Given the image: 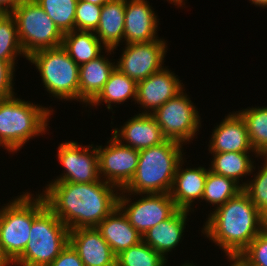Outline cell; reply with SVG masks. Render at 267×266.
Returning <instances> with one entry per match:
<instances>
[{"label":"cell","instance_id":"6da1fadb","mask_svg":"<svg viewBox=\"0 0 267 266\" xmlns=\"http://www.w3.org/2000/svg\"><path fill=\"white\" fill-rule=\"evenodd\" d=\"M120 190L98 180L91 183L49 182L40 193L47 207L68 227H97L118 207Z\"/></svg>","mask_w":267,"mask_h":266},{"label":"cell","instance_id":"7a4b0ae2","mask_svg":"<svg viewBox=\"0 0 267 266\" xmlns=\"http://www.w3.org/2000/svg\"><path fill=\"white\" fill-rule=\"evenodd\" d=\"M213 210L201 232L227 257H238L267 226V218L243 190Z\"/></svg>","mask_w":267,"mask_h":266},{"label":"cell","instance_id":"3957f363","mask_svg":"<svg viewBox=\"0 0 267 266\" xmlns=\"http://www.w3.org/2000/svg\"><path fill=\"white\" fill-rule=\"evenodd\" d=\"M183 144L166 140L139 150L137 170L123 189L130 195L170 193L178 164L183 160Z\"/></svg>","mask_w":267,"mask_h":266},{"label":"cell","instance_id":"277c9868","mask_svg":"<svg viewBox=\"0 0 267 266\" xmlns=\"http://www.w3.org/2000/svg\"><path fill=\"white\" fill-rule=\"evenodd\" d=\"M53 112L15 95L0 100V147L16 153L29 139L46 134Z\"/></svg>","mask_w":267,"mask_h":266},{"label":"cell","instance_id":"5b68a950","mask_svg":"<svg viewBox=\"0 0 267 266\" xmlns=\"http://www.w3.org/2000/svg\"><path fill=\"white\" fill-rule=\"evenodd\" d=\"M33 196V197H32ZM0 208V244L13 263L25 250L30 240L34 218L47 206L41 194L23 192Z\"/></svg>","mask_w":267,"mask_h":266},{"label":"cell","instance_id":"8992f818","mask_svg":"<svg viewBox=\"0 0 267 266\" xmlns=\"http://www.w3.org/2000/svg\"><path fill=\"white\" fill-rule=\"evenodd\" d=\"M68 227L46 206L31 225L30 240L15 266H49L69 244Z\"/></svg>","mask_w":267,"mask_h":266},{"label":"cell","instance_id":"52a82bcc","mask_svg":"<svg viewBox=\"0 0 267 266\" xmlns=\"http://www.w3.org/2000/svg\"><path fill=\"white\" fill-rule=\"evenodd\" d=\"M27 60L38 69L49 94L59 100L79 101V65L62 46L36 51Z\"/></svg>","mask_w":267,"mask_h":266},{"label":"cell","instance_id":"ba28073f","mask_svg":"<svg viewBox=\"0 0 267 266\" xmlns=\"http://www.w3.org/2000/svg\"><path fill=\"white\" fill-rule=\"evenodd\" d=\"M11 14L27 57L39 50L62 46L64 34L34 0L21 1Z\"/></svg>","mask_w":267,"mask_h":266},{"label":"cell","instance_id":"9c48e42d","mask_svg":"<svg viewBox=\"0 0 267 266\" xmlns=\"http://www.w3.org/2000/svg\"><path fill=\"white\" fill-rule=\"evenodd\" d=\"M183 91L185 89L160 106L152 116L167 140L185 145L194 139L202 125L196 106Z\"/></svg>","mask_w":267,"mask_h":266},{"label":"cell","instance_id":"30bf717a","mask_svg":"<svg viewBox=\"0 0 267 266\" xmlns=\"http://www.w3.org/2000/svg\"><path fill=\"white\" fill-rule=\"evenodd\" d=\"M137 195H140V198L132 203L130 193L120 190L118 207L142 236L155 225L168 219L178 209L170 193Z\"/></svg>","mask_w":267,"mask_h":266},{"label":"cell","instance_id":"8fae6325","mask_svg":"<svg viewBox=\"0 0 267 266\" xmlns=\"http://www.w3.org/2000/svg\"><path fill=\"white\" fill-rule=\"evenodd\" d=\"M107 143L105 147L96 145L100 178L122 190L136 173L139 151L123 145L113 136Z\"/></svg>","mask_w":267,"mask_h":266},{"label":"cell","instance_id":"7c38bea8","mask_svg":"<svg viewBox=\"0 0 267 266\" xmlns=\"http://www.w3.org/2000/svg\"><path fill=\"white\" fill-rule=\"evenodd\" d=\"M57 159L64 173L50 182L91 183L101 180L98 152L94 145L65 141L58 146Z\"/></svg>","mask_w":267,"mask_h":266},{"label":"cell","instance_id":"4fadbf2b","mask_svg":"<svg viewBox=\"0 0 267 266\" xmlns=\"http://www.w3.org/2000/svg\"><path fill=\"white\" fill-rule=\"evenodd\" d=\"M125 45L116 68L136 82L146 79L164 67L168 49L165 40Z\"/></svg>","mask_w":267,"mask_h":266},{"label":"cell","instance_id":"5bb4252c","mask_svg":"<svg viewBox=\"0 0 267 266\" xmlns=\"http://www.w3.org/2000/svg\"><path fill=\"white\" fill-rule=\"evenodd\" d=\"M166 66L137 82L135 103L143 107L141 114H152L184 89L182 80Z\"/></svg>","mask_w":267,"mask_h":266},{"label":"cell","instance_id":"9a60e30c","mask_svg":"<svg viewBox=\"0 0 267 266\" xmlns=\"http://www.w3.org/2000/svg\"><path fill=\"white\" fill-rule=\"evenodd\" d=\"M147 0H126L124 43H146L164 40L157 35L158 15Z\"/></svg>","mask_w":267,"mask_h":266},{"label":"cell","instance_id":"2e32d148","mask_svg":"<svg viewBox=\"0 0 267 266\" xmlns=\"http://www.w3.org/2000/svg\"><path fill=\"white\" fill-rule=\"evenodd\" d=\"M69 243L84 266H116V255L96 227L70 230Z\"/></svg>","mask_w":267,"mask_h":266},{"label":"cell","instance_id":"e0dca14e","mask_svg":"<svg viewBox=\"0 0 267 266\" xmlns=\"http://www.w3.org/2000/svg\"><path fill=\"white\" fill-rule=\"evenodd\" d=\"M209 152H241L256 154L252 148L246 124L238 112H230L220 124L214 127Z\"/></svg>","mask_w":267,"mask_h":266},{"label":"cell","instance_id":"ac0fdd59","mask_svg":"<svg viewBox=\"0 0 267 266\" xmlns=\"http://www.w3.org/2000/svg\"><path fill=\"white\" fill-rule=\"evenodd\" d=\"M120 127L112 130V136L123 145L138 151L160 145L167 140L152 114H135Z\"/></svg>","mask_w":267,"mask_h":266},{"label":"cell","instance_id":"d6986e66","mask_svg":"<svg viewBox=\"0 0 267 266\" xmlns=\"http://www.w3.org/2000/svg\"><path fill=\"white\" fill-rule=\"evenodd\" d=\"M184 163L182 160L178 164L170 196L178 209L193 211V202L198 199L202 202L205 181L210 169L203 166L184 169Z\"/></svg>","mask_w":267,"mask_h":266},{"label":"cell","instance_id":"ffe728a7","mask_svg":"<svg viewBox=\"0 0 267 266\" xmlns=\"http://www.w3.org/2000/svg\"><path fill=\"white\" fill-rule=\"evenodd\" d=\"M189 212L191 211L177 209L168 219L149 229L143 235V241L167 259L168 252L183 240Z\"/></svg>","mask_w":267,"mask_h":266},{"label":"cell","instance_id":"44dd1931","mask_svg":"<svg viewBox=\"0 0 267 266\" xmlns=\"http://www.w3.org/2000/svg\"><path fill=\"white\" fill-rule=\"evenodd\" d=\"M96 228L116 256L143 240V236L130 224L119 207L115 208Z\"/></svg>","mask_w":267,"mask_h":266},{"label":"cell","instance_id":"7402d4cb","mask_svg":"<svg viewBox=\"0 0 267 266\" xmlns=\"http://www.w3.org/2000/svg\"><path fill=\"white\" fill-rule=\"evenodd\" d=\"M126 0H108L102 5L98 27L94 32L106 49L113 51L124 42Z\"/></svg>","mask_w":267,"mask_h":266},{"label":"cell","instance_id":"603a6c76","mask_svg":"<svg viewBox=\"0 0 267 266\" xmlns=\"http://www.w3.org/2000/svg\"><path fill=\"white\" fill-rule=\"evenodd\" d=\"M115 67V62H111L105 53L79 66V102L87 107L103 89Z\"/></svg>","mask_w":267,"mask_h":266},{"label":"cell","instance_id":"cb8c5ba5","mask_svg":"<svg viewBox=\"0 0 267 266\" xmlns=\"http://www.w3.org/2000/svg\"><path fill=\"white\" fill-rule=\"evenodd\" d=\"M62 47L79 66L96 59L103 49L106 56L114 53L112 49H106L92 31L73 30L64 33Z\"/></svg>","mask_w":267,"mask_h":266},{"label":"cell","instance_id":"d4e9b609","mask_svg":"<svg viewBox=\"0 0 267 266\" xmlns=\"http://www.w3.org/2000/svg\"><path fill=\"white\" fill-rule=\"evenodd\" d=\"M137 82L123 74L118 68L112 71L109 79L104 84L103 89L97 97L89 104V107H97L102 102L107 104L108 110L112 109V104H121L130 98L136 100Z\"/></svg>","mask_w":267,"mask_h":266},{"label":"cell","instance_id":"484cf974","mask_svg":"<svg viewBox=\"0 0 267 266\" xmlns=\"http://www.w3.org/2000/svg\"><path fill=\"white\" fill-rule=\"evenodd\" d=\"M213 155L210 171L217 175L225 176L234 179L237 183L240 182V178L247 177V175H253L256 166L251 159L250 153L241 152H220L211 153Z\"/></svg>","mask_w":267,"mask_h":266},{"label":"cell","instance_id":"4316f807","mask_svg":"<svg viewBox=\"0 0 267 266\" xmlns=\"http://www.w3.org/2000/svg\"><path fill=\"white\" fill-rule=\"evenodd\" d=\"M249 108V109H248ZM237 111L243 118L256 157H267V107H248Z\"/></svg>","mask_w":267,"mask_h":266},{"label":"cell","instance_id":"83f0119b","mask_svg":"<svg viewBox=\"0 0 267 266\" xmlns=\"http://www.w3.org/2000/svg\"><path fill=\"white\" fill-rule=\"evenodd\" d=\"M243 187L234 179L208 171L202 200L217 208L237 196Z\"/></svg>","mask_w":267,"mask_h":266},{"label":"cell","instance_id":"f1b7e54d","mask_svg":"<svg viewBox=\"0 0 267 266\" xmlns=\"http://www.w3.org/2000/svg\"><path fill=\"white\" fill-rule=\"evenodd\" d=\"M26 57L18 37L17 23L11 13H0V60L17 66V56Z\"/></svg>","mask_w":267,"mask_h":266},{"label":"cell","instance_id":"f546056e","mask_svg":"<svg viewBox=\"0 0 267 266\" xmlns=\"http://www.w3.org/2000/svg\"><path fill=\"white\" fill-rule=\"evenodd\" d=\"M64 34L75 30L78 0H34Z\"/></svg>","mask_w":267,"mask_h":266},{"label":"cell","instance_id":"4dcf8cb0","mask_svg":"<svg viewBox=\"0 0 267 266\" xmlns=\"http://www.w3.org/2000/svg\"><path fill=\"white\" fill-rule=\"evenodd\" d=\"M167 262L143 240L116 256V266H166Z\"/></svg>","mask_w":267,"mask_h":266},{"label":"cell","instance_id":"1f68e13d","mask_svg":"<svg viewBox=\"0 0 267 266\" xmlns=\"http://www.w3.org/2000/svg\"><path fill=\"white\" fill-rule=\"evenodd\" d=\"M263 159L261 169L254 174L253 180L242 182L241 186L256 208L267 218V157Z\"/></svg>","mask_w":267,"mask_h":266},{"label":"cell","instance_id":"d6a6232c","mask_svg":"<svg viewBox=\"0 0 267 266\" xmlns=\"http://www.w3.org/2000/svg\"><path fill=\"white\" fill-rule=\"evenodd\" d=\"M102 6L78 0L75 14V30L95 32Z\"/></svg>","mask_w":267,"mask_h":266},{"label":"cell","instance_id":"836d02e7","mask_svg":"<svg viewBox=\"0 0 267 266\" xmlns=\"http://www.w3.org/2000/svg\"><path fill=\"white\" fill-rule=\"evenodd\" d=\"M238 257L247 266H267V226Z\"/></svg>","mask_w":267,"mask_h":266},{"label":"cell","instance_id":"e575fe53","mask_svg":"<svg viewBox=\"0 0 267 266\" xmlns=\"http://www.w3.org/2000/svg\"><path fill=\"white\" fill-rule=\"evenodd\" d=\"M14 72L15 66L12 63L0 60V100L16 95L13 91Z\"/></svg>","mask_w":267,"mask_h":266},{"label":"cell","instance_id":"d590c367","mask_svg":"<svg viewBox=\"0 0 267 266\" xmlns=\"http://www.w3.org/2000/svg\"><path fill=\"white\" fill-rule=\"evenodd\" d=\"M49 266H84V264L69 243Z\"/></svg>","mask_w":267,"mask_h":266},{"label":"cell","instance_id":"8d00e7d4","mask_svg":"<svg viewBox=\"0 0 267 266\" xmlns=\"http://www.w3.org/2000/svg\"><path fill=\"white\" fill-rule=\"evenodd\" d=\"M21 1L24 0H0V13H11Z\"/></svg>","mask_w":267,"mask_h":266},{"label":"cell","instance_id":"74e56055","mask_svg":"<svg viewBox=\"0 0 267 266\" xmlns=\"http://www.w3.org/2000/svg\"><path fill=\"white\" fill-rule=\"evenodd\" d=\"M12 266L13 263L7 258V256L4 254L1 244H0V266Z\"/></svg>","mask_w":267,"mask_h":266},{"label":"cell","instance_id":"f35d334b","mask_svg":"<svg viewBox=\"0 0 267 266\" xmlns=\"http://www.w3.org/2000/svg\"><path fill=\"white\" fill-rule=\"evenodd\" d=\"M227 259L232 263L230 266H247L239 257H227Z\"/></svg>","mask_w":267,"mask_h":266},{"label":"cell","instance_id":"ab89813d","mask_svg":"<svg viewBox=\"0 0 267 266\" xmlns=\"http://www.w3.org/2000/svg\"><path fill=\"white\" fill-rule=\"evenodd\" d=\"M256 7L267 8V0H249Z\"/></svg>","mask_w":267,"mask_h":266},{"label":"cell","instance_id":"60d3db41","mask_svg":"<svg viewBox=\"0 0 267 266\" xmlns=\"http://www.w3.org/2000/svg\"><path fill=\"white\" fill-rule=\"evenodd\" d=\"M170 4H173L177 7H183V4L185 5V0H167Z\"/></svg>","mask_w":267,"mask_h":266},{"label":"cell","instance_id":"b9f144b4","mask_svg":"<svg viewBox=\"0 0 267 266\" xmlns=\"http://www.w3.org/2000/svg\"><path fill=\"white\" fill-rule=\"evenodd\" d=\"M84 1L92 3V4H96V5H99V6H102L108 0H84Z\"/></svg>","mask_w":267,"mask_h":266},{"label":"cell","instance_id":"7bdbcfd3","mask_svg":"<svg viewBox=\"0 0 267 266\" xmlns=\"http://www.w3.org/2000/svg\"><path fill=\"white\" fill-rule=\"evenodd\" d=\"M181 266H195V265H194L193 263H188V262L186 263V262H185V263H184L183 265H181Z\"/></svg>","mask_w":267,"mask_h":266}]
</instances>
